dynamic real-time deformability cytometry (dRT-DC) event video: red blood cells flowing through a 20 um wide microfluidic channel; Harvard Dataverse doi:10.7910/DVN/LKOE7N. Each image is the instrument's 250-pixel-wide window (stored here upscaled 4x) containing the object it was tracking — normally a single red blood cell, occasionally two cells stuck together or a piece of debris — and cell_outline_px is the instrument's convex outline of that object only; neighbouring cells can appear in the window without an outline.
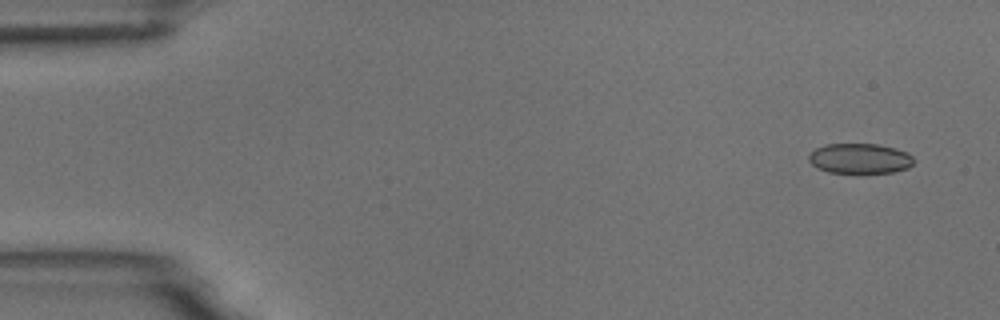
{"species": "common noctule bat (a hibernating species)", "species_latin": "Nyctalus noctula", "temperature_condition": "room temperature", "stored_images_in_passage": 9, "camera_frame_rate_fps": 3000, "um_per_image_px": 0.085, "animal": {"sex": "male", "body_mass_g": 18.8}, "frame": {"image": 1, "passage_image": 1, "time_ms": 0.0, "image_size_px": [1000, 320], "cell_outline_px": [[912, 164], [908, 168], [892, 172], [856, 176], [828, 172], [816, 168], [808, 160], [808, 156], [816, 148], [824, 144], [876, 144], [896, 148], [908, 152], [912, 156]], "centroid_in_image_um": [73.06, 13.52], "position_along_channel_um": 11.9, "area_um2": 19.25}}
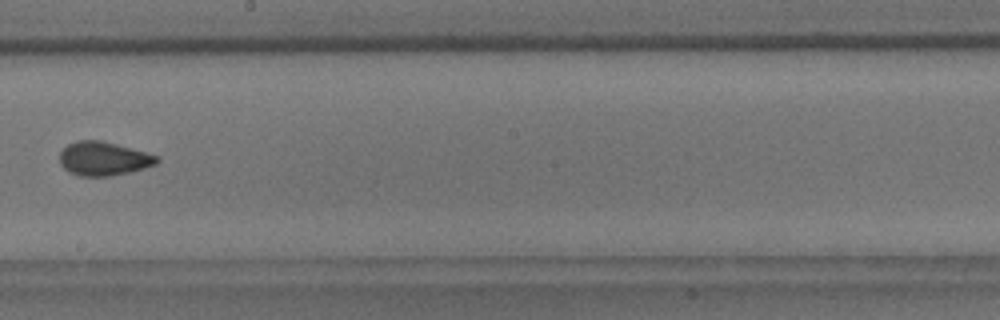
{"frame": {"image": 2, "passage_image": 9, "time_ms": 9.333, "image_size_px": [1000, 320], "cell_outline_px": [[160, 160], [156, 164], [132, 172], [108, 176], [80, 176], [68, 172], [60, 164], [60, 152], [68, 144], [76, 140], [100, 140], [116, 144], [144, 152], [156, 156]], "centroid_in_image_um": [8.77, 13.49], "position_along_channel_um": 239.4, "area_um2": 19.07}}